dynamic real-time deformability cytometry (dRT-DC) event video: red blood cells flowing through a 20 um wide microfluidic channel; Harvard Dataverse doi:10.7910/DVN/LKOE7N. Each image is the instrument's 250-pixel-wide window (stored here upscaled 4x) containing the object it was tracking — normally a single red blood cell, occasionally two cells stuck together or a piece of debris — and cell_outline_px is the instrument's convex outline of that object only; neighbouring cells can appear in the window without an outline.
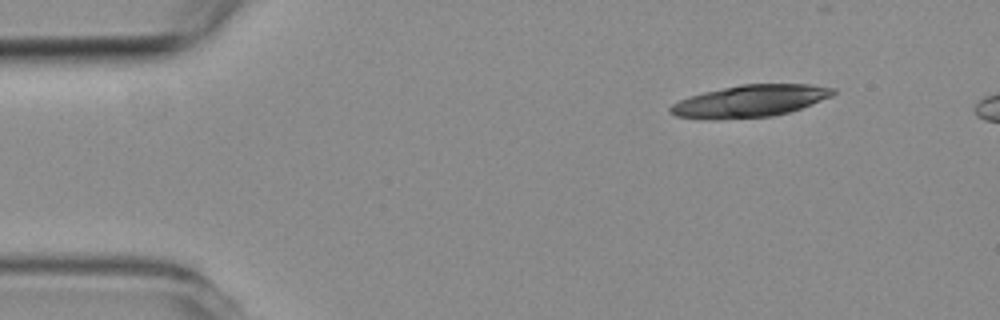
{"species": "common noctule bat (a hibernating species)", "species_latin": "Nyctalus noctula", "temperature_condition": "room temperature", "stored_images_in_passage": 6, "camera_frame_rate_fps": 3000, "um_per_image_px": 0.085, "animal": {"sex": "female", "body_mass_g": 19.3, "forearm_length_mm": 54.1}, "frame": {"image": 1, "passage_image": 1, "time_ms": 0.0, "image_size_px": [1000, 320], "cell_outline_px": [[836, 92], [832, 96], [800, 108], [788, 112], [772, 116], [716, 120], [708, 120], [676, 116], [668, 112], [668, 108], [672, 104], [688, 96], [704, 92], [740, 84], [808, 84], [836, 88]], "centroid_in_image_um": [63.71, 8.59], "position_along_channel_um": 21.3, "area_um2": 30.52}}